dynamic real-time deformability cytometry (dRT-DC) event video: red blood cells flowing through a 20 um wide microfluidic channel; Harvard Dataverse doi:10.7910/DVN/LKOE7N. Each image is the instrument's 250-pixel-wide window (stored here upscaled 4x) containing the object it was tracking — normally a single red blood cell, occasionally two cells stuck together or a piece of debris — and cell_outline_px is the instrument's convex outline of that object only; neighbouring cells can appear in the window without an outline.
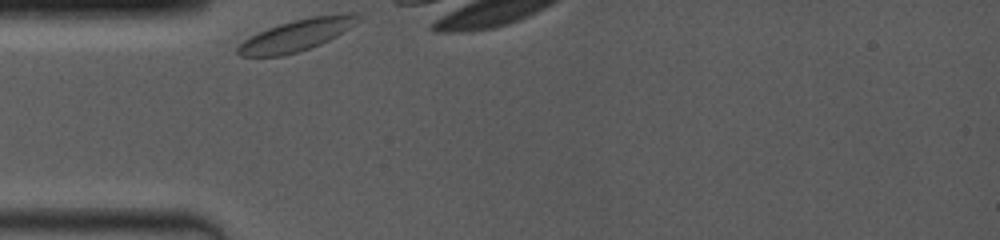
{"species": "common noctule bat (a hibernating species)", "species_latin": "Nyctalus noctula", "temperature_condition": "room temperature", "stored_images_in_passage": 17, "camera_frame_rate_fps": 4000, "um_per_image_px": 0.085, "animal": {"sex": "female", "body_mass_g": 19.0, "forearm_length_mm": 53.3}, "frame": {"image": 1, "passage_image": 1, "time_ms": 0.0, "image_size_px": [1000, 240], "cell_outline_px": [[364, 16], [360, 20], [336, 36], [320, 44], [284, 56], [240, 56], [236, 52], [236, 48], [244, 40], [268, 28], [292, 20], [312, 16], [344, 12], [360, 12]], "centroid_in_image_um": [25.29, 2.95], "position_along_channel_um": 59.7, "area_um2": 22.14}}